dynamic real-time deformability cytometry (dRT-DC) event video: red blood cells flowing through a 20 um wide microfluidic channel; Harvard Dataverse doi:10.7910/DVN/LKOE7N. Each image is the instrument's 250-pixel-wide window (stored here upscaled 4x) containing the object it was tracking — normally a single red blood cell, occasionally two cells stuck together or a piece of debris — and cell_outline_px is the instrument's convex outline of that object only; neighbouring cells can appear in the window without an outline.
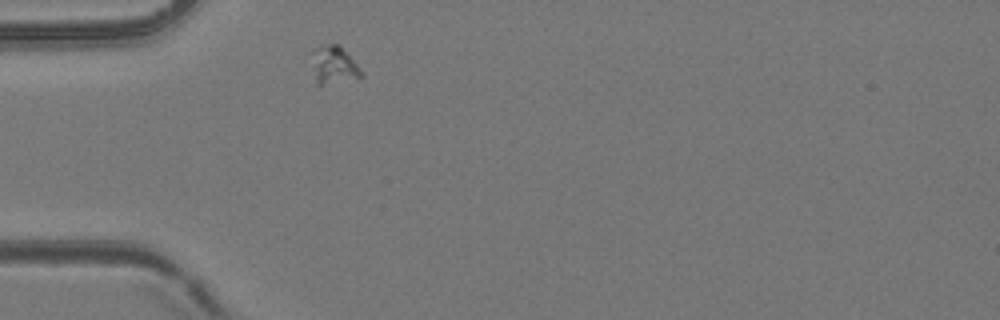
{"species": "common noctule bat (a hibernating species)", "species_latin": "Nyctalus noctula", "temperature_condition": "room temperature", "stored_images_in_passage": 1, "camera_frame_rate_fps": 3000, "um_per_image_px": 0.085, "animal": {"sex": "female", "body_mass_g": 24.6, "forearm_length_mm": 56.2}, "frame": {"image": 1, "passage_image": 1, "time_ms": 0.0, "image_size_px": [1000, 320], "cell_outline_px": [[364, 76], [320, 84], [316, 84], [308, 52], [312, 48], [320, 44], [340, 44], [364, 72]], "centroid_in_image_um": [28.3, 5.44], "position_along_channel_um": 56.7, "area_um2": 11.27}}